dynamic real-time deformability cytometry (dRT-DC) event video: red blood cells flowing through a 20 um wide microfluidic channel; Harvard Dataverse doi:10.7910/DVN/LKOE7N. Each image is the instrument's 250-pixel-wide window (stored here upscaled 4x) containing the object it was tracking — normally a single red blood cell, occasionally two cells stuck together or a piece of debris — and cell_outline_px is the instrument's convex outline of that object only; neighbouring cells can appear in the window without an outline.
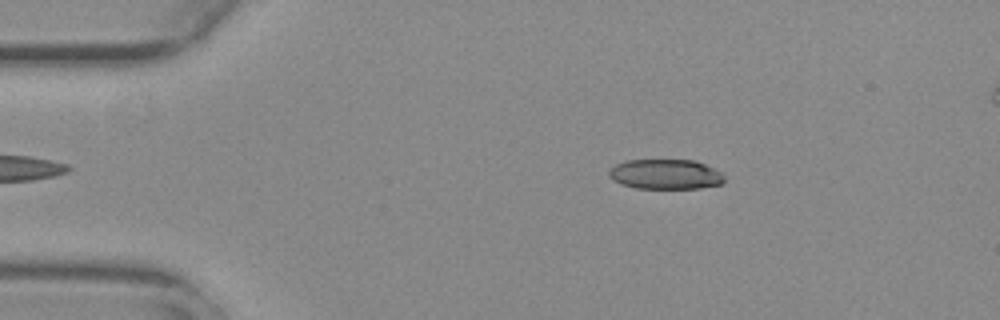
{"species": "common noctule bat (a hibernating species)", "species_latin": "Nyctalus noctula", "temperature_condition": "warm", "stored_images_in_passage": 52, "segment_of_instrument_passage": [1, 2], "camera_frame_rate_fps": 3000, "um_per_image_px": 0.085, "animal": {"sex": "female", "body_mass_g": 29.2, "forearm_length_mm": 56.3}, "frame": {"image": 1, "passage_image": 6, "time_ms": 1.667, "image_size_px": [1000, 320], "cell_outline_px": [[724, 180], [720, 184], [700, 188], [636, 188], [620, 184], [612, 180], [608, 176], [608, 172], [616, 164], [628, 160], [692, 160], [704, 164], [720, 172], [724, 176]], "centroid_in_image_um": [56.53, 14.81], "position_along_channel_um": 28.5, "area_um2": 20.0}}
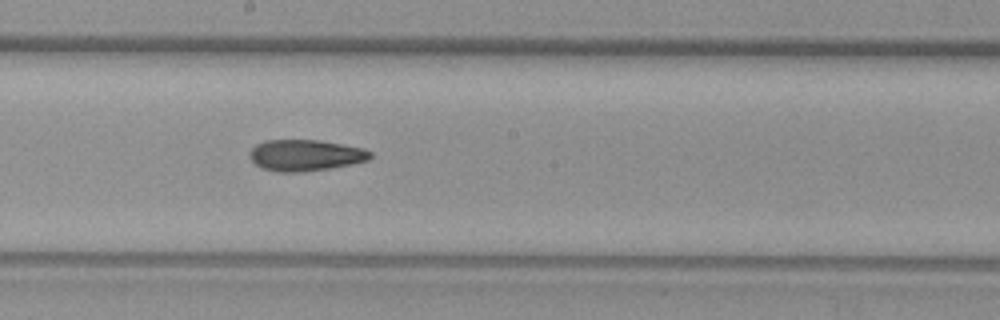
{"frame": {"image": 2, "passage_image": 26, "time_ms": 8.333, "image_size_px": [1000, 320], "cell_outline_px": [[372, 156], [368, 160], [352, 164], [332, 168], [304, 172], [276, 172], [260, 168], [248, 156], [248, 152], [256, 144], [264, 140], [320, 140], [364, 148], [372, 152]], "centroid_in_image_um": [25.94, 13.2], "position_along_channel_um": 222.3, "area_um2": 22.31}}
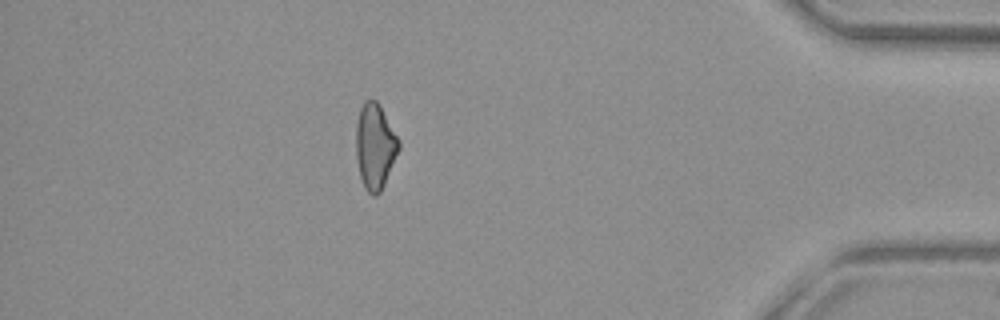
{"frame": {"image": 3, "passage_image": 44, "time_ms": 14.333, "image_size_px": [1000, 320], "cell_outline_px": [[400, 148], [384, 184], [380, 192], [376, 196], [372, 196], [364, 188], [360, 176], [356, 160], [356, 124], [360, 108], [364, 100], [376, 100], [400, 140]], "centroid_in_image_um": [31.86, 12.45], "position_along_channel_um": 403.3, "area_um2": 21.27}}